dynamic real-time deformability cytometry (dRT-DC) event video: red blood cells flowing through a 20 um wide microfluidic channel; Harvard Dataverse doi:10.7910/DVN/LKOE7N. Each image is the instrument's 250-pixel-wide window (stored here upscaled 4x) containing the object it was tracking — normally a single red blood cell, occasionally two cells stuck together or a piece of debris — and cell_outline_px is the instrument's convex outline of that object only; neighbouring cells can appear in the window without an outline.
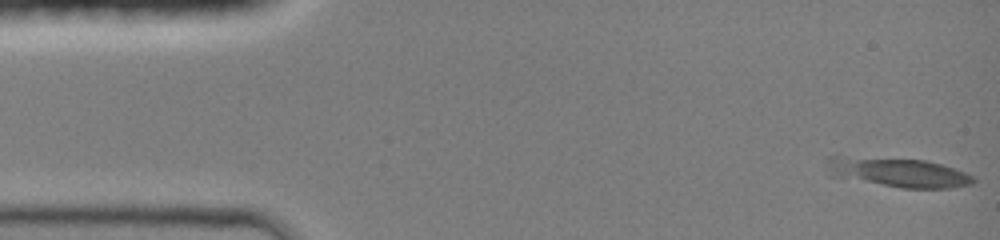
{"species": "common noctule bat (a hibernating species)", "species_latin": "Nyctalus noctula", "temperature_condition": "room temperature", "stored_images_in_passage": 24, "camera_frame_rate_fps": 3000, "um_per_image_px": 0.085, "animal": {"sex": "female", "body_mass_g": 19.0, "forearm_length_mm": 51.5}, "frame": {"image": 1, "passage_image": 1, "time_ms": 0.0, "image_size_px": [1000, 240], "cell_outline_px": [[976, 180], [972, 184], [948, 188], [900, 188], [832, 176], [824, 160], [824, 156], [836, 156], [924, 160], [940, 164], [976, 176]], "centroid_in_image_um": [76.32, 14.65], "position_along_channel_um": 8.7, "area_um2": 24.91}}
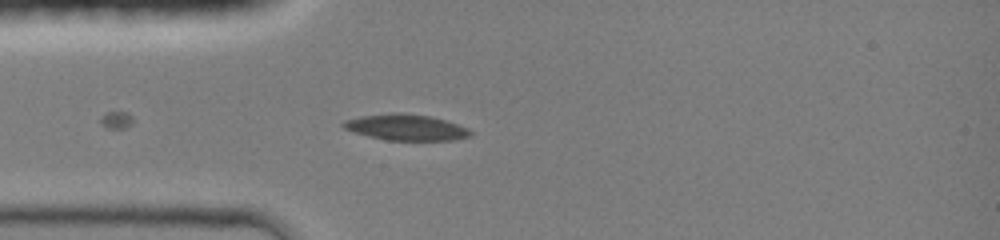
{"frame": {"image": 2, "passage_image": 17, "time_ms": 3.667, "image_size_px": [1000, 240], "cell_outline_px": [[472, 136], [452, 140], [388, 140], [368, 136], [352, 132], [344, 128], [340, 124], [344, 120], [360, 116], [392, 112], [400, 112], [428, 116], [444, 120], [468, 128], [472, 132]], "centroid_in_image_um": [34.47, 10.82], "position_along_channel_um": 50.5, "area_um2": 19.31}}